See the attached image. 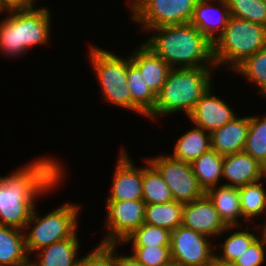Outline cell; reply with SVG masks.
I'll return each mask as SVG.
<instances>
[{
    "instance_id": "7",
    "label": "cell",
    "mask_w": 266,
    "mask_h": 266,
    "mask_svg": "<svg viewBox=\"0 0 266 266\" xmlns=\"http://www.w3.org/2000/svg\"><path fill=\"white\" fill-rule=\"evenodd\" d=\"M198 0H130L131 18L144 30L190 23Z\"/></svg>"
},
{
    "instance_id": "35",
    "label": "cell",
    "mask_w": 266,
    "mask_h": 266,
    "mask_svg": "<svg viewBox=\"0 0 266 266\" xmlns=\"http://www.w3.org/2000/svg\"><path fill=\"white\" fill-rule=\"evenodd\" d=\"M76 266H115V244H102L78 259Z\"/></svg>"
},
{
    "instance_id": "21",
    "label": "cell",
    "mask_w": 266,
    "mask_h": 266,
    "mask_svg": "<svg viewBox=\"0 0 266 266\" xmlns=\"http://www.w3.org/2000/svg\"><path fill=\"white\" fill-rule=\"evenodd\" d=\"M77 233L72 238L53 243L39 250L38 259L33 262L32 266H76L79 257L76 258L79 250V241Z\"/></svg>"
},
{
    "instance_id": "34",
    "label": "cell",
    "mask_w": 266,
    "mask_h": 266,
    "mask_svg": "<svg viewBox=\"0 0 266 266\" xmlns=\"http://www.w3.org/2000/svg\"><path fill=\"white\" fill-rule=\"evenodd\" d=\"M132 255L143 266H170L171 259L170 246H132Z\"/></svg>"
},
{
    "instance_id": "5",
    "label": "cell",
    "mask_w": 266,
    "mask_h": 266,
    "mask_svg": "<svg viewBox=\"0 0 266 266\" xmlns=\"http://www.w3.org/2000/svg\"><path fill=\"white\" fill-rule=\"evenodd\" d=\"M79 209V205L65 203L47 215L39 217L34 207L24 229L27 253L37 252L53 243L72 238L77 233ZM32 224H35L34 227L28 230Z\"/></svg>"
},
{
    "instance_id": "6",
    "label": "cell",
    "mask_w": 266,
    "mask_h": 266,
    "mask_svg": "<svg viewBox=\"0 0 266 266\" xmlns=\"http://www.w3.org/2000/svg\"><path fill=\"white\" fill-rule=\"evenodd\" d=\"M89 58L106 101L132 111V99L127 85V58L116 56L97 46H90Z\"/></svg>"
},
{
    "instance_id": "11",
    "label": "cell",
    "mask_w": 266,
    "mask_h": 266,
    "mask_svg": "<svg viewBox=\"0 0 266 266\" xmlns=\"http://www.w3.org/2000/svg\"><path fill=\"white\" fill-rule=\"evenodd\" d=\"M202 235L219 237L237 226H227L214 208L212 201L204 194L195 201L185 203L182 211V224Z\"/></svg>"
},
{
    "instance_id": "19",
    "label": "cell",
    "mask_w": 266,
    "mask_h": 266,
    "mask_svg": "<svg viewBox=\"0 0 266 266\" xmlns=\"http://www.w3.org/2000/svg\"><path fill=\"white\" fill-rule=\"evenodd\" d=\"M23 233V230L0 225V266H25L32 261Z\"/></svg>"
},
{
    "instance_id": "12",
    "label": "cell",
    "mask_w": 266,
    "mask_h": 266,
    "mask_svg": "<svg viewBox=\"0 0 266 266\" xmlns=\"http://www.w3.org/2000/svg\"><path fill=\"white\" fill-rule=\"evenodd\" d=\"M51 13L46 7L18 9L19 45L26 52L50 40Z\"/></svg>"
},
{
    "instance_id": "26",
    "label": "cell",
    "mask_w": 266,
    "mask_h": 266,
    "mask_svg": "<svg viewBox=\"0 0 266 266\" xmlns=\"http://www.w3.org/2000/svg\"><path fill=\"white\" fill-rule=\"evenodd\" d=\"M142 167V190L145 204H163L173 201L171 190L158 170L146 159Z\"/></svg>"
},
{
    "instance_id": "28",
    "label": "cell",
    "mask_w": 266,
    "mask_h": 266,
    "mask_svg": "<svg viewBox=\"0 0 266 266\" xmlns=\"http://www.w3.org/2000/svg\"><path fill=\"white\" fill-rule=\"evenodd\" d=\"M243 151L266 168V115L263 119L249 116V131Z\"/></svg>"
},
{
    "instance_id": "38",
    "label": "cell",
    "mask_w": 266,
    "mask_h": 266,
    "mask_svg": "<svg viewBox=\"0 0 266 266\" xmlns=\"http://www.w3.org/2000/svg\"><path fill=\"white\" fill-rule=\"evenodd\" d=\"M116 246L117 244H115V266H143L133 255L118 256V253L116 252Z\"/></svg>"
},
{
    "instance_id": "14",
    "label": "cell",
    "mask_w": 266,
    "mask_h": 266,
    "mask_svg": "<svg viewBox=\"0 0 266 266\" xmlns=\"http://www.w3.org/2000/svg\"><path fill=\"white\" fill-rule=\"evenodd\" d=\"M121 149V154L115 167L110 196L107 200L129 201L142 200V167L136 168L131 159Z\"/></svg>"
},
{
    "instance_id": "8",
    "label": "cell",
    "mask_w": 266,
    "mask_h": 266,
    "mask_svg": "<svg viewBox=\"0 0 266 266\" xmlns=\"http://www.w3.org/2000/svg\"><path fill=\"white\" fill-rule=\"evenodd\" d=\"M161 174L175 201L183 204L201 198L205 191L198 184L191 163L161 155L147 159Z\"/></svg>"
},
{
    "instance_id": "1",
    "label": "cell",
    "mask_w": 266,
    "mask_h": 266,
    "mask_svg": "<svg viewBox=\"0 0 266 266\" xmlns=\"http://www.w3.org/2000/svg\"><path fill=\"white\" fill-rule=\"evenodd\" d=\"M30 164L8 177L0 176V225L24 230L36 205L34 199L51 192L64 177V166L55 158L41 157Z\"/></svg>"
},
{
    "instance_id": "15",
    "label": "cell",
    "mask_w": 266,
    "mask_h": 266,
    "mask_svg": "<svg viewBox=\"0 0 266 266\" xmlns=\"http://www.w3.org/2000/svg\"><path fill=\"white\" fill-rule=\"evenodd\" d=\"M222 177L229 181L225 186L242 187L263 180L266 168L244 151L223 156Z\"/></svg>"
},
{
    "instance_id": "33",
    "label": "cell",
    "mask_w": 266,
    "mask_h": 266,
    "mask_svg": "<svg viewBox=\"0 0 266 266\" xmlns=\"http://www.w3.org/2000/svg\"><path fill=\"white\" fill-rule=\"evenodd\" d=\"M230 16L266 26L264 0H226Z\"/></svg>"
},
{
    "instance_id": "22",
    "label": "cell",
    "mask_w": 266,
    "mask_h": 266,
    "mask_svg": "<svg viewBox=\"0 0 266 266\" xmlns=\"http://www.w3.org/2000/svg\"><path fill=\"white\" fill-rule=\"evenodd\" d=\"M128 58L127 85L132 99V111L147 117L155 107L156 95L145 84L139 69L131 62L130 56Z\"/></svg>"
},
{
    "instance_id": "27",
    "label": "cell",
    "mask_w": 266,
    "mask_h": 266,
    "mask_svg": "<svg viewBox=\"0 0 266 266\" xmlns=\"http://www.w3.org/2000/svg\"><path fill=\"white\" fill-rule=\"evenodd\" d=\"M261 181L238 188L242 215L247 222L266 212V190L262 187L265 181Z\"/></svg>"
},
{
    "instance_id": "17",
    "label": "cell",
    "mask_w": 266,
    "mask_h": 266,
    "mask_svg": "<svg viewBox=\"0 0 266 266\" xmlns=\"http://www.w3.org/2000/svg\"><path fill=\"white\" fill-rule=\"evenodd\" d=\"M130 60L139 69L145 84L157 95L172 68L144 42L132 52Z\"/></svg>"
},
{
    "instance_id": "10",
    "label": "cell",
    "mask_w": 266,
    "mask_h": 266,
    "mask_svg": "<svg viewBox=\"0 0 266 266\" xmlns=\"http://www.w3.org/2000/svg\"><path fill=\"white\" fill-rule=\"evenodd\" d=\"M108 234L102 244H119L144 223L146 204L143 200H106Z\"/></svg>"
},
{
    "instance_id": "4",
    "label": "cell",
    "mask_w": 266,
    "mask_h": 266,
    "mask_svg": "<svg viewBox=\"0 0 266 266\" xmlns=\"http://www.w3.org/2000/svg\"><path fill=\"white\" fill-rule=\"evenodd\" d=\"M265 47L266 26L230 16L224 31L212 43L215 68L227 64L234 70L247 57Z\"/></svg>"
},
{
    "instance_id": "2",
    "label": "cell",
    "mask_w": 266,
    "mask_h": 266,
    "mask_svg": "<svg viewBox=\"0 0 266 266\" xmlns=\"http://www.w3.org/2000/svg\"><path fill=\"white\" fill-rule=\"evenodd\" d=\"M152 30L155 35L152 33L144 44L172 69L215 67L212 42L191 23L149 29Z\"/></svg>"
},
{
    "instance_id": "3",
    "label": "cell",
    "mask_w": 266,
    "mask_h": 266,
    "mask_svg": "<svg viewBox=\"0 0 266 266\" xmlns=\"http://www.w3.org/2000/svg\"><path fill=\"white\" fill-rule=\"evenodd\" d=\"M210 67L171 69L160 92L156 95L152 119L158 115H168L183 111L187 117L197 101L212 87Z\"/></svg>"
},
{
    "instance_id": "13",
    "label": "cell",
    "mask_w": 266,
    "mask_h": 266,
    "mask_svg": "<svg viewBox=\"0 0 266 266\" xmlns=\"http://www.w3.org/2000/svg\"><path fill=\"white\" fill-rule=\"evenodd\" d=\"M211 89L212 87L197 101L195 108L187 117L194 126L210 134L237 116L225 101L213 94Z\"/></svg>"
},
{
    "instance_id": "31",
    "label": "cell",
    "mask_w": 266,
    "mask_h": 266,
    "mask_svg": "<svg viewBox=\"0 0 266 266\" xmlns=\"http://www.w3.org/2000/svg\"><path fill=\"white\" fill-rule=\"evenodd\" d=\"M10 15L0 22V51L12 57L26 53L19 45L18 9L9 10Z\"/></svg>"
},
{
    "instance_id": "23",
    "label": "cell",
    "mask_w": 266,
    "mask_h": 266,
    "mask_svg": "<svg viewBox=\"0 0 266 266\" xmlns=\"http://www.w3.org/2000/svg\"><path fill=\"white\" fill-rule=\"evenodd\" d=\"M209 149H211L210 133L195 126L177 140L171 157L192 163Z\"/></svg>"
},
{
    "instance_id": "40",
    "label": "cell",
    "mask_w": 266,
    "mask_h": 266,
    "mask_svg": "<svg viewBox=\"0 0 266 266\" xmlns=\"http://www.w3.org/2000/svg\"><path fill=\"white\" fill-rule=\"evenodd\" d=\"M263 233L266 235V223L265 225L263 224Z\"/></svg>"
},
{
    "instance_id": "16",
    "label": "cell",
    "mask_w": 266,
    "mask_h": 266,
    "mask_svg": "<svg viewBox=\"0 0 266 266\" xmlns=\"http://www.w3.org/2000/svg\"><path fill=\"white\" fill-rule=\"evenodd\" d=\"M211 2L210 0H198L190 23L213 43L217 35L219 36L224 31L230 18V11L226 0L216 1L218 9ZM215 9L220 12L218 16H216Z\"/></svg>"
},
{
    "instance_id": "37",
    "label": "cell",
    "mask_w": 266,
    "mask_h": 266,
    "mask_svg": "<svg viewBox=\"0 0 266 266\" xmlns=\"http://www.w3.org/2000/svg\"><path fill=\"white\" fill-rule=\"evenodd\" d=\"M35 0H0V12L35 7Z\"/></svg>"
},
{
    "instance_id": "32",
    "label": "cell",
    "mask_w": 266,
    "mask_h": 266,
    "mask_svg": "<svg viewBox=\"0 0 266 266\" xmlns=\"http://www.w3.org/2000/svg\"><path fill=\"white\" fill-rule=\"evenodd\" d=\"M171 231L143 223L127 236L123 243L132 241V246H170Z\"/></svg>"
},
{
    "instance_id": "36",
    "label": "cell",
    "mask_w": 266,
    "mask_h": 266,
    "mask_svg": "<svg viewBox=\"0 0 266 266\" xmlns=\"http://www.w3.org/2000/svg\"><path fill=\"white\" fill-rule=\"evenodd\" d=\"M261 238L258 237L246 251L232 264L234 266H261L265 261L266 235L261 231Z\"/></svg>"
},
{
    "instance_id": "20",
    "label": "cell",
    "mask_w": 266,
    "mask_h": 266,
    "mask_svg": "<svg viewBox=\"0 0 266 266\" xmlns=\"http://www.w3.org/2000/svg\"><path fill=\"white\" fill-rule=\"evenodd\" d=\"M205 194L212 201L220 218L227 226H238V217H243L240 193L237 187L219 185L208 189Z\"/></svg>"
},
{
    "instance_id": "39",
    "label": "cell",
    "mask_w": 266,
    "mask_h": 266,
    "mask_svg": "<svg viewBox=\"0 0 266 266\" xmlns=\"http://www.w3.org/2000/svg\"><path fill=\"white\" fill-rule=\"evenodd\" d=\"M208 266H234V265L233 264H227V263L219 262L218 260H216L214 258Z\"/></svg>"
},
{
    "instance_id": "30",
    "label": "cell",
    "mask_w": 266,
    "mask_h": 266,
    "mask_svg": "<svg viewBox=\"0 0 266 266\" xmlns=\"http://www.w3.org/2000/svg\"><path fill=\"white\" fill-rule=\"evenodd\" d=\"M234 70L257 84L260 94L266 95V47L247 57Z\"/></svg>"
},
{
    "instance_id": "9",
    "label": "cell",
    "mask_w": 266,
    "mask_h": 266,
    "mask_svg": "<svg viewBox=\"0 0 266 266\" xmlns=\"http://www.w3.org/2000/svg\"><path fill=\"white\" fill-rule=\"evenodd\" d=\"M210 239L180 225L171 231L170 251L173 264L178 266H208L214 259Z\"/></svg>"
},
{
    "instance_id": "29",
    "label": "cell",
    "mask_w": 266,
    "mask_h": 266,
    "mask_svg": "<svg viewBox=\"0 0 266 266\" xmlns=\"http://www.w3.org/2000/svg\"><path fill=\"white\" fill-rule=\"evenodd\" d=\"M248 230L249 228L246 225L245 231L241 230L230 234L220 247L223 253L220 256L214 254V258L219 262L232 264L259 237V235L256 236Z\"/></svg>"
},
{
    "instance_id": "24",
    "label": "cell",
    "mask_w": 266,
    "mask_h": 266,
    "mask_svg": "<svg viewBox=\"0 0 266 266\" xmlns=\"http://www.w3.org/2000/svg\"><path fill=\"white\" fill-rule=\"evenodd\" d=\"M198 184L206 192L218 186L222 177L223 156L214 149H209L191 163Z\"/></svg>"
},
{
    "instance_id": "18",
    "label": "cell",
    "mask_w": 266,
    "mask_h": 266,
    "mask_svg": "<svg viewBox=\"0 0 266 266\" xmlns=\"http://www.w3.org/2000/svg\"><path fill=\"white\" fill-rule=\"evenodd\" d=\"M249 131V116H236L218 130L210 134L211 148L224 156L244 149Z\"/></svg>"
},
{
    "instance_id": "25",
    "label": "cell",
    "mask_w": 266,
    "mask_h": 266,
    "mask_svg": "<svg viewBox=\"0 0 266 266\" xmlns=\"http://www.w3.org/2000/svg\"><path fill=\"white\" fill-rule=\"evenodd\" d=\"M184 204L175 200L163 204H146L144 223L173 231L182 224Z\"/></svg>"
}]
</instances>
